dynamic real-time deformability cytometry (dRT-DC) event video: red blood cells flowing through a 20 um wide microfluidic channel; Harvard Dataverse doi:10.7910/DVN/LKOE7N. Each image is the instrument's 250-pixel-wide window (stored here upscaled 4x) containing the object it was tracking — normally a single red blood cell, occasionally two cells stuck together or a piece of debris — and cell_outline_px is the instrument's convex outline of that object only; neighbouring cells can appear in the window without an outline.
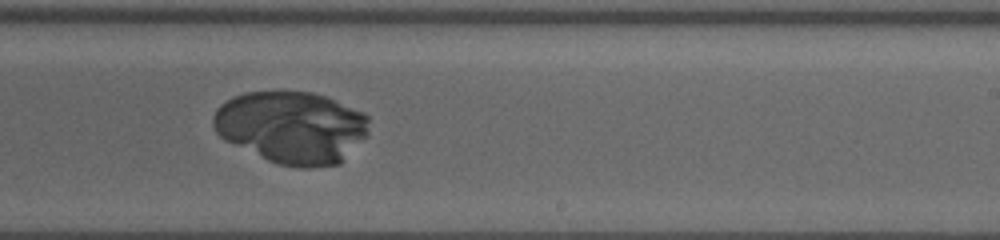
{"species": "human", "species_latin": "Homo sapiens", "temperature_condition": "warm", "stored_images_in_passage": 68, "camera_frame_rate_fps": 3000, "um_per_image_px": 0.085, "donor": {"sex": "female"}, "frame": {"image": 1, "passage_image": 51, "time_ms": 16.667, "image_size_px": [1000, 240], "cell_outline_px": [[368, 136], [340, 164], [308, 168], [296, 168], [280, 164], [268, 160], [224, 140], [216, 132], [212, 124], [212, 116], [216, 108], [220, 104], [232, 96], [244, 92], [312, 92], [324, 96], [360, 112], [368, 116]], "centroid_in_image_um": [24.77, 10.83], "position_along_channel_um": 264.2, "area_um2": 65.66}}
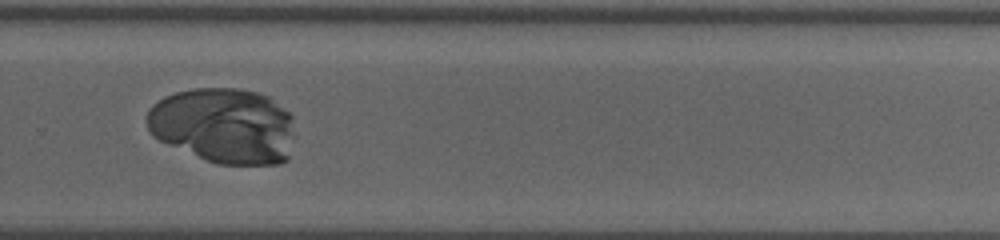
{"frame": {"image": 2, "passage_image": 56, "time_ms": 18.333, "image_size_px": [1000, 240], "cell_outline_px": [[292, 116], [288, 160], [280, 164], [216, 164], [168, 144], [152, 136], [148, 132], [144, 120], [152, 104], [164, 96], [176, 92], [192, 88], [240, 88], [260, 92], [268, 96], [288, 112]], "centroid_in_image_um": [18.96, 10.66], "position_along_channel_um": 310.8, "area_um2": 65.31}}
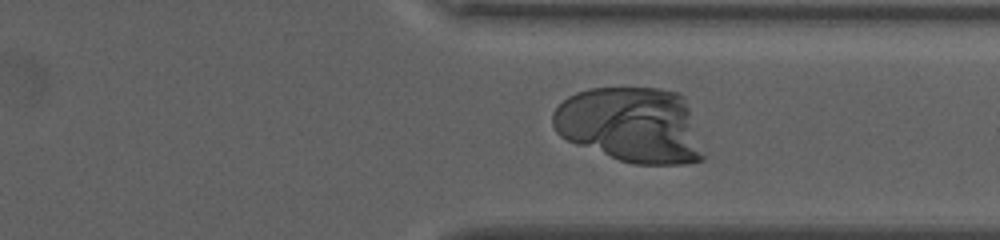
{"frame": {"image": 3, "passage_image": 61, "time_ms": 20.0, "image_size_px": [1000, 240], "cell_outline_px": [[704, 160], [688, 164], [636, 164], [620, 160], [576, 144], [560, 136], [556, 132], [552, 124], [552, 112], [568, 96], [576, 92], [588, 88], [660, 88], [676, 92], [684, 96], [704, 156]], "centroid_in_image_um": [53.6, 10.62], "position_along_channel_um": 357.8, "area_um2": 66.07}}